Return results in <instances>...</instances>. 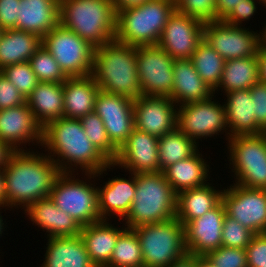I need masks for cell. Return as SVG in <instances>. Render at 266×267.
Here are the masks:
<instances>
[{
  "instance_id": "b9f144b4",
  "label": "cell",
  "mask_w": 266,
  "mask_h": 267,
  "mask_svg": "<svg viewBox=\"0 0 266 267\" xmlns=\"http://www.w3.org/2000/svg\"><path fill=\"white\" fill-rule=\"evenodd\" d=\"M206 257L219 267H248L246 249L221 246Z\"/></svg>"
},
{
  "instance_id": "ac0fdd59",
  "label": "cell",
  "mask_w": 266,
  "mask_h": 267,
  "mask_svg": "<svg viewBox=\"0 0 266 267\" xmlns=\"http://www.w3.org/2000/svg\"><path fill=\"white\" fill-rule=\"evenodd\" d=\"M177 108L170 97L140 96L133 105L135 128L160 138L177 127Z\"/></svg>"
},
{
  "instance_id": "f546056e",
  "label": "cell",
  "mask_w": 266,
  "mask_h": 267,
  "mask_svg": "<svg viewBox=\"0 0 266 267\" xmlns=\"http://www.w3.org/2000/svg\"><path fill=\"white\" fill-rule=\"evenodd\" d=\"M37 123L44 128L48 123L63 117V83L38 82L26 98Z\"/></svg>"
},
{
  "instance_id": "60d3db41",
  "label": "cell",
  "mask_w": 266,
  "mask_h": 267,
  "mask_svg": "<svg viewBox=\"0 0 266 267\" xmlns=\"http://www.w3.org/2000/svg\"><path fill=\"white\" fill-rule=\"evenodd\" d=\"M175 7L204 23L216 21V0H175Z\"/></svg>"
},
{
  "instance_id": "e575fe53",
  "label": "cell",
  "mask_w": 266,
  "mask_h": 267,
  "mask_svg": "<svg viewBox=\"0 0 266 267\" xmlns=\"http://www.w3.org/2000/svg\"><path fill=\"white\" fill-rule=\"evenodd\" d=\"M190 60L200 78L214 91L221 81L225 60L204 39Z\"/></svg>"
},
{
  "instance_id": "9a60e30c",
  "label": "cell",
  "mask_w": 266,
  "mask_h": 267,
  "mask_svg": "<svg viewBox=\"0 0 266 267\" xmlns=\"http://www.w3.org/2000/svg\"><path fill=\"white\" fill-rule=\"evenodd\" d=\"M134 101L100 89L94 112L102 119L110 142L119 149L135 128Z\"/></svg>"
},
{
  "instance_id": "484cf974",
  "label": "cell",
  "mask_w": 266,
  "mask_h": 267,
  "mask_svg": "<svg viewBox=\"0 0 266 267\" xmlns=\"http://www.w3.org/2000/svg\"><path fill=\"white\" fill-rule=\"evenodd\" d=\"M40 267H96L90 260L80 235L49 237Z\"/></svg>"
},
{
  "instance_id": "277c9868",
  "label": "cell",
  "mask_w": 266,
  "mask_h": 267,
  "mask_svg": "<svg viewBox=\"0 0 266 267\" xmlns=\"http://www.w3.org/2000/svg\"><path fill=\"white\" fill-rule=\"evenodd\" d=\"M59 24L96 48L115 39L116 12L111 0H60Z\"/></svg>"
},
{
  "instance_id": "9f6ffc18",
  "label": "cell",
  "mask_w": 266,
  "mask_h": 267,
  "mask_svg": "<svg viewBox=\"0 0 266 267\" xmlns=\"http://www.w3.org/2000/svg\"><path fill=\"white\" fill-rule=\"evenodd\" d=\"M260 47L266 48V24L262 30L259 31Z\"/></svg>"
},
{
  "instance_id": "2e32d148",
  "label": "cell",
  "mask_w": 266,
  "mask_h": 267,
  "mask_svg": "<svg viewBox=\"0 0 266 267\" xmlns=\"http://www.w3.org/2000/svg\"><path fill=\"white\" fill-rule=\"evenodd\" d=\"M205 23L178 12L169 16L158 45L174 59H190L203 39Z\"/></svg>"
},
{
  "instance_id": "d4e9b609",
  "label": "cell",
  "mask_w": 266,
  "mask_h": 267,
  "mask_svg": "<svg viewBox=\"0 0 266 267\" xmlns=\"http://www.w3.org/2000/svg\"><path fill=\"white\" fill-rule=\"evenodd\" d=\"M225 95L227 99L224 97L223 103L230 137L264 132L255 121L254 101L251 99L250 89L232 91Z\"/></svg>"
},
{
  "instance_id": "74e56055",
  "label": "cell",
  "mask_w": 266,
  "mask_h": 267,
  "mask_svg": "<svg viewBox=\"0 0 266 267\" xmlns=\"http://www.w3.org/2000/svg\"><path fill=\"white\" fill-rule=\"evenodd\" d=\"M29 63L38 82L64 83L68 78L54 57L42 45L35 51Z\"/></svg>"
},
{
  "instance_id": "d6a6232c",
  "label": "cell",
  "mask_w": 266,
  "mask_h": 267,
  "mask_svg": "<svg viewBox=\"0 0 266 267\" xmlns=\"http://www.w3.org/2000/svg\"><path fill=\"white\" fill-rule=\"evenodd\" d=\"M259 81L257 57L228 60L225 61L222 78L218 87L214 90V94L220 90L226 94L232 91L250 89Z\"/></svg>"
},
{
  "instance_id": "5b68a950",
  "label": "cell",
  "mask_w": 266,
  "mask_h": 267,
  "mask_svg": "<svg viewBox=\"0 0 266 267\" xmlns=\"http://www.w3.org/2000/svg\"><path fill=\"white\" fill-rule=\"evenodd\" d=\"M177 194L163 172L136 174V192L126 217L127 228L162 223L176 218Z\"/></svg>"
},
{
  "instance_id": "8992f818",
  "label": "cell",
  "mask_w": 266,
  "mask_h": 267,
  "mask_svg": "<svg viewBox=\"0 0 266 267\" xmlns=\"http://www.w3.org/2000/svg\"><path fill=\"white\" fill-rule=\"evenodd\" d=\"M113 168L116 167L111 162L98 173H84L82 176L85 178L80 177L82 180L76 177L79 173L61 172L54 182L50 198L58 208L70 214L81 227L100 221L95 179L102 178V175L108 174L107 171Z\"/></svg>"
},
{
  "instance_id": "cb8c5ba5",
  "label": "cell",
  "mask_w": 266,
  "mask_h": 267,
  "mask_svg": "<svg viewBox=\"0 0 266 267\" xmlns=\"http://www.w3.org/2000/svg\"><path fill=\"white\" fill-rule=\"evenodd\" d=\"M109 220H100L81 227L80 236L90 260L96 267H105L113 254L119 235L127 228L114 226Z\"/></svg>"
},
{
  "instance_id": "30bf717a",
  "label": "cell",
  "mask_w": 266,
  "mask_h": 267,
  "mask_svg": "<svg viewBox=\"0 0 266 267\" xmlns=\"http://www.w3.org/2000/svg\"><path fill=\"white\" fill-rule=\"evenodd\" d=\"M217 94L205 100L190 102L177 108V128L193 140L198 146L201 139L217 137L225 132V140L230 138L226 124L224 103L215 98ZM216 99V100H215Z\"/></svg>"
},
{
  "instance_id": "d590c367",
  "label": "cell",
  "mask_w": 266,
  "mask_h": 267,
  "mask_svg": "<svg viewBox=\"0 0 266 267\" xmlns=\"http://www.w3.org/2000/svg\"><path fill=\"white\" fill-rule=\"evenodd\" d=\"M105 267H144L140 241L133 229L126 228L119 235Z\"/></svg>"
},
{
  "instance_id": "f6af8a7d",
  "label": "cell",
  "mask_w": 266,
  "mask_h": 267,
  "mask_svg": "<svg viewBox=\"0 0 266 267\" xmlns=\"http://www.w3.org/2000/svg\"><path fill=\"white\" fill-rule=\"evenodd\" d=\"M26 103V99L0 71V110Z\"/></svg>"
},
{
  "instance_id": "d6986e66",
  "label": "cell",
  "mask_w": 266,
  "mask_h": 267,
  "mask_svg": "<svg viewBox=\"0 0 266 267\" xmlns=\"http://www.w3.org/2000/svg\"><path fill=\"white\" fill-rule=\"evenodd\" d=\"M42 130L27 103L0 110V140L14 151L27 149V143L40 148Z\"/></svg>"
},
{
  "instance_id": "7402d4cb",
  "label": "cell",
  "mask_w": 266,
  "mask_h": 267,
  "mask_svg": "<svg viewBox=\"0 0 266 267\" xmlns=\"http://www.w3.org/2000/svg\"><path fill=\"white\" fill-rule=\"evenodd\" d=\"M24 217L46 231L49 237H73L80 235L81 226L70 214L58 208L50 197L32 203L25 211Z\"/></svg>"
},
{
  "instance_id": "6f0895ef",
  "label": "cell",
  "mask_w": 266,
  "mask_h": 267,
  "mask_svg": "<svg viewBox=\"0 0 266 267\" xmlns=\"http://www.w3.org/2000/svg\"><path fill=\"white\" fill-rule=\"evenodd\" d=\"M2 209H4V211H5V208H0V237H2V235H4L5 228L7 227V225L4 223V222H6V220L3 221L4 219L2 217H4V216L1 215V213H3Z\"/></svg>"
},
{
  "instance_id": "681fc988",
  "label": "cell",
  "mask_w": 266,
  "mask_h": 267,
  "mask_svg": "<svg viewBox=\"0 0 266 267\" xmlns=\"http://www.w3.org/2000/svg\"><path fill=\"white\" fill-rule=\"evenodd\" d=\"M111 1H112L114 10L117 13L118 11H121V10H125V9L132 8V7H137L151 0H111Z\"/></svg>"
},
{
  "instance_id": "c3c4849f",
  "label": "cell",
  "mask_w": 266,
  "mask_h": 267,
  "mask_svg": "<svg viewBox=\"0 0 266 267\" xmlns=\"http://www.w3.org/2000/svg\"><path fill=\"white\" fill-rule=\"evenodd\" d=\"M241 0H216V21H223Z\"/></svg>"
},
{
  "instance_id": "ab89813d",
  "label": "cell",
  "mask_w": 266,
  "mask_h": 267,
  "mask_svg": "<svg viewBox=\"0 0 266 267\" xmlns=\"http://www.w3.org/2000/svg\"><path fill=\"white\" fill-rule=\"evenodd\" d=\"M254 233L235 219L225 215L222 228V244L224 247L246 249Z\"/></svg>"
},
{
  "instance_id": "f1b7e54d",
  "label": "cell",
  "mask_w": 266,
  "mask_h": 267,
  "mask_svg": "<svg viewBox=\"0 0 266 267\" xmlns=\"http://www.w3.org/2000/svg\"><path fill=\"white\" fill-rule=\"evenodd\" d=\"M172 100L177 106L205 100L214 91L198 75L190 59H175Z\"/></svg>"
},
{
  "instance_id": "603a6c76",
  "label": "cell",
  "mask_w": 266,
  "mask_h": 267,
  "mask_svg": "<svg viewBox=\"0 0 266 267\" xmlns=\"http://www.w3.org/2000/svg\"><path fill=\"white\" fill-rule=\"evenodd\" d=\"M60 0H20L17 26L43 38L59 25Z\"/></svg>"
},
{
  "instance_id": "7a4b0ae2",
  "label": "cell",
  "mask_w": 266,
  "mask_h": 267,
  "mask_svg": "<svg viewBox=\"0 0 266 267\" xmlns=\"http://www.w3.org/2000/svg\"><path fill=\"white\" fill-rule=\"evenodd\" d=\"M41 147L60 172L98 173L111 163L85 135L80 119L61 117L48 123Z\"/></svg>"
},
{
  "instance_id": "9c48e42d",
  "label": "cell",
  "mask_w": 266,
  "mask_h": 267,
  "mask_svg": "<svg viewBox=\"0 0 266 267\" xmlns=\"http://www.w3.org/2000/svg\"><path fill=\"white\" fill-rule=\"evenodd\" d=\"M227 159L237 185L266 189V132L228 139Z\"/></svg>"
},
{
  "instance_id": "bcb514c9",
  "label": "cell",
  "mask_w": 266,
  "mask_h": 267,
  "mask_svg": "<svg viewBox=\"0 0 266 267\" xmlns=\"http://www.w3.org/2000/svg\"><path fill=\"white\" fill-rule=\"evenodd\" d=\"M251 99L254 101L256 124L266 132V83L257 82L250 88Z\"/></svg>"
},
{
  "instance_id": "680465c9",
  "label": "cell",
  "mask_w": 266,
  "mask_h": 267,
  "mask_svg": "<svg viewBox=\"0 0 266 267\" xmlns=\"http://www.w3.org/2000/svg\"><path fill=\"white\" fill-rule=\"evenodd\" d=\"M261 2V6H265V9H266V0H259Z\"/></svg>"
},
{
  "instance_id": "ffe728a7",
  "label": "cell",
  "mask_w": 266,
  "mask_h": 267,
  "mask_svg": "<svg viewBox=\"0 0 266 267\" xmlns=\"http://www.w3.org/2000/svg\"><path fill=\"white\" fill-rule=\"evenodd\" d=\"M226 211L222 201L200 218L188 222L185 228V246L189 255L206 256L221 247L222 228Z\"/></svg>"
},
{
  "instance_id": "ba28073f",
  "label": "cell",
  "mask_w": 266,
  "mask_h": 267,
  "mask_svg": "<svg viewBox=\"0 0 266 267\" xmlns=\"http://www.w3.org/2000/svg\"><path fill=\"white\" fill-rule=\"evenodd\" d=\"M141 245L144 267H168L185 257V228L177 219L133 228Z\"/></svg>"
},
{
  "instance_id": "6da1fadb",
  "label": "cell",
  "mask_w": 266,
  "mask_h": 267,
  "mask_svg": "<svg viewBox=\"0 0 266 267\" xmlns=\"http://www.w3.org/2000/svg\"><path fill=\"white\" fill-rule=\"evenodd\" d=\"M38 152L32 147L14 151L3 168L7 210L25 211L35 201L50 197L61 172L47 152Z\"/></svg>"
},
{
  "instance_id": "7dc6e473",
  "label": "cell",
  "mask_w": 266,
  "mask_h": 267,
  "mask_svg": "<svg viewBox=\"0 0 266 267\" xmlns=\"http://www.w3.org/2000/svg\"><path fill=\"white\" fill-rule=\"evenodd\" d=\"M20 0H0V28L14 29L17 26V17Z\"/></svg>"
},
{
  "instance_id": "1f68e13d",
  "label": "cell",
  "mask_w": 266,
  "mask_h": 267,
  "mask_svg": "<svg viewBox=\"0 0 266 267\" xmlns=\"http://www.w3.org/2000/svg\"><path fill=\"white\" fill-rule=\"evenodd\" d=\"M41 45L42 38L34 33L3 30L0 35V71L6 66L29 61Z\"/></svg>"
},
{
  "instance_id": "83f0119b",
  "label": "cell",
  "mask_w": 266,
  "mask_h": 267,
  "mask_svg": "<svg viewBox=\"0 0 266 267\" xmlns=\"http://www.w3.org/2000/svg\"><path fill=\"white\" fill-rule=\"evenodd\" d=\"M206 158L198 149L193 155L184 160L178 161L166 167L162 172L166 180L170 183L173 191L179 192L202 187L211 178L210 168Z\"/></svg>"
},
{
  "instance_id": "836d02e7",
  "label": "cell",
  "mask_w": 266,
  "mask_h": 267,
  "mask_svg": "<svg viewBox=\"0 0 266 267\" xmlns=\"http://www.w3.org/2000/svg\"><path fill=\"white\" fill-rule=\"evenodd\" d=\"M198 146L193 140L182 133L177 127L158 139L160 172L178 161L189 158Z\"/></svg>"
},
{
  "instance_id": "5bb4252c",
  "label": "cell",
  "mask_w": 266,
  "mask_h": 267,
  "mask_svg": "<svg viewBox=\"0 0 266 267\" xmlns=\"http://www.w3.org/2000/svg\"><path fill=\"white\" fill-rule=\"evenodd\" d=\"M203 39L225 60L257 57L260 46L258 30L232 26L223 21L207 22Z\"/></svg>"
},
{
  "instance_id": "4fadbf2b",
  "label": "cell",
  "mask_w": 266,
  "mask_h": 267,
  "mask_svg": "<svg viewBox=\"0 0 266 267\" xmlns=\"http://www.w3.org/2000/svg\"><path fill=\"white\" fill-rule=\"evenodd\" d=\"M221 201L226 215L254 234L266 232V189L247 188L232 183L223 188Z\"/></svg>"
},
{
  "instance_id": "7bdbcfd3",
  "label": "cell",
  "mask_w": 266,
  "mask_h": 267,
  "mask_svg": "<svg viewBox=\"0 0 266 267\" xmlns=\"http://www.w3.org/2000/svg\"><path fill=\"white\" fill-rule=\"evenodd\" d=\"M246 254L248 267H266V232L254 234Z\"/></svg>"
},
{
  "instance_id": "ee69618b",
  "label": "cell",
  "mask_w": 266,
  "mask_h": 267,
  "mask_svg": "<svg viewBox=\"0 0 266 267\" xmlns=\"http://www.w3.org/2000/svg\"><path fill=\"white\" fill-rule=\"evenodd\" d=\"M257 3L261 5L259 0H241L223 22L232 26H243V22L250 21L258 13Z\"/></svg>"
},
{
  "instance_id": "f907efd6",
  "label": "cell",
  "mask_w": 266,
  "mask_h": 267,
  "mask_svg": "<svg viewBox=\"0 0 266 267\" xmlns=\"http://www.w3.org/2000/svg\"><path fill=\"white\" fill-rule=\"evenodd\" d=\"M257 60L259 64V79L261 82L266 83V48L259 46Z\"/></svg>"
},
{
  "instance_id": "4316f807",
  "label": "cell",
  "mask_w": 266,
  "mask_h": 267,
  "mask_svg": "<svg viewBox=\"0 0 266 267\" xmlns=\"http://www.w3.org/2000/svg\"><path fill=\"white\" fill-rule=\"evenodd\" d=\"M100 88L91 75L68 77L63 83V117L81 119L94 112L96 98Z\"/></svg>"
},
{
  "instance_id": "e0dca14e",
  "label": "cell",
  "mask_w": 266,
  "mask_h": 267,
  "mask_svg": "<svg viewBox=\"0 0 266 267\" xmlns=\"http://www.w3.org/2000/svg\"><path fill=\"white\" fill-rule=\"evenodd\" d=\"M158 139L144 131L134 128L117 151L113 163L117 168L134 174L160 172ZM127 170V171H126Z\"/></svg>"
},
{
  "instance_id": "3957f363",
  "label": "cell",
  "mask_w": 266,
  "mask_h": 267,
  "mask_svg": "<svg viewBox=\"0 0 266 267\" xmlns=\"http://www.w3.org/2000/svg\"><path fill=\"white\" fill-rule=\"evenodd\" d=\"M91 76L99 88L135 100L142 96L136 47L113 40L94 50Z\"/></svg>"
},
{
  "instance_id": "8fae6325",
  "label": "cell",
  "mask_w": 266,
  "mask_h": 267,
  "mask_svg": "<svg viewBox=\"0 0 266 267\" xmlns=\"http://www.w3.org/2000/svg\"><path fill=\"white\" fill-rule=\"evenodd\" d=\"M42 46L68 77L91 75L95 47L60 24L42 38Z\"/></svg>"
},
{
  "instance_id": "11a10c76",
  "label": "cell",
  "mask_w": 266,
  "mask_h": 267,
  "mask_svg": "<svg viewBox=\"0 0 266 267\" xmlns=\"http://www.w3.org/2000/svg\"><path fill=\"white\" fill-rule=\"evenodd\" d=\"M195 267H219L212 263L206 256H195Z\"/></svg>"
},
{
  "instance_id": "7c38bea8",
  "label": "cell",
  "mask_w": 266,
  "mask_h": 267,
  "mask_svg": "<svg viewBox=\"0 0 266 267\" xmlns=\"http://www.w3.org/2000/svg\"><path fill=\"white\" fill-rule=\"evenodd\" d=\"M174 61L175 59L158 44L136 47V64L142 96H165L172 99Z\"/></svg>"
},
{
  "instance_id": "f35d334b",
  "label": "cell",
  "mask_w": 266,
  "mask_h": 267,
  "mask_svg": "<svg viewBox=\"0 0 266 267\" xmlns=\"http://www.w3.org/2000/svg\"><path fill=\"white\" fill-rule=\"evenodd\" d=\"M1 72L26 99L38 84L29 61L6 66Z\"/></svg>"
},
{
  "instance_id": "4dcf8cb0",
  "label": "cell",
  "mask_w": 266,
  "mask_h": 267,
  "mask_svg": "<svg viewBox=\"0 0 266 267\" xmlns=\"http://www.w3.org/2000/svg\"><path fill=\"white\" fill-rule=\"evenodd\" d=\"M216 189L211 182L202 187L186 189L177 194L176 218L185 226L214 208L220 201L223 189Z\"/></svg>"
},
{
  "instance_id": "816d5d0a",
  "label": "cell",
  "mask_w": 266,
  "mask_h": 267,
  "mask_svg": "<svg viewBox=\"0 0 266 267\" xmlns=\"http://www.w3.org/2000/svg\"><path fill=\"white\" fill-rule=\"evenodd\" d=\"M13 152L14 150L9 145L0 140V168L5 167Z\"/></svg>"
},
{
  "instance_id": "8d00e7d4",
  "label": "cell",
  "mask_w": 266,
  "mask_h": 267,
  "mask_svg": "<svg viewBox=\"0 0 266 267\" xmlns=\"http://www.w3.org/2000/svg\"><path fill=\"white\" fill-rule=\"evenodd\" d=\"M85 135L93 145L110 161L117 156L118 149L110 142L102 119L95 113H89L80 119Z\"/></svg>"
},
{
  "instance_id": "52a82bcc",
  "label": "cell",
  "mask_w": 266,
  "mask_h": 267,
  "mask_svg": "<svg viewBox=\"0 0 266 267\" xmlns=\"http://www.w3.org/2000/svg\"><path fill=\"white\" fill-rule=\"evenodd\" d=\"M175 0H151L116 13L115 41L138 46L157 45Z\"/></svg>"
},
{
  "instance_id": "44dd1931",
  "label": "cell",
  "mask_w": 266,
  "mask_h": 267,
  "mask_svg": "<svg viewBox=\"0 0 266 267\" xmlns=\"http://www.w3.org/2000/svg\"><path fill=\"white\" fill-rule=\"evenodd\" d=\"M128 177L115 176L103 183L104 186H97L101 220H110L114 216L121 223L126 217L136 192V174L129 172Z\"/></svg>"
},
{
  "instance_id": "db71d44e",
  "label": "cell",
  "mask_w": 266,
  "mask_h": 267,
  "mask_svg": "<svg viewBox=\"0 0 266 267\" xmlns=\"http://www.w3.org/2000/svg\"><path fill=\"white\" fill-rule=\"evenodd\" d=\"M0 208H5V210H7L3 168H0Z\"/></svg>"
},
{
  "instance_id": "f5cc1de1",
  "label": "cell",
  "mask_w": 266,
  "mask_h": 267,
  "mask_svg": "<svg viewBox=\"0 0 266 267\" xmlns=\"http://www.w3.org/2000/svg\"><path fill=\"white\" fill-rule=\"evenodd\" d=\"M168 267H195V256L187 254L185 257L173 262Z\"/></svg>"
}]
</instances>
